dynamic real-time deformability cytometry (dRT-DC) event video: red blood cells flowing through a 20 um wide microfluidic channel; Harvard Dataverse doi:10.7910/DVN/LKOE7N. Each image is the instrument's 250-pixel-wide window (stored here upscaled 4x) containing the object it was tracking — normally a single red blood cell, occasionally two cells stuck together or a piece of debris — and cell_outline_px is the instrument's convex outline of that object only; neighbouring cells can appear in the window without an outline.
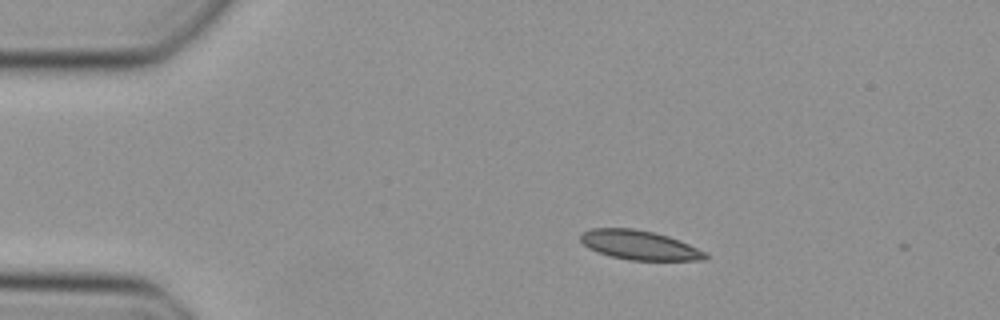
{"species": "Egyptian fruit bat (a non-hibernating species)", "species_latin": "Rousettus aegyptiacus", "temperature_condition": "cold", "stored_images_in_passage": 7, "camera_frame_rate_fps": 3000, "um_per_image_px": 0.085, "animal": {"sex": "female"}, "frame": {"image": 1, "passage_image": 1, "time_ms": 0.0, "image_size_px": [1000, 320], "cell_outline_px": [[708, 256], [704, 260], [628, 260], [596, 252], [588, 248], [580, 240], [580, 232], [592, 228], [632, 228], [656, 232], [680, 240], [708, 252]], "centroid_in_image_um": [54.35, 20.82], "position_along_channel_um": 30.6, "area_um2": 21.56}}